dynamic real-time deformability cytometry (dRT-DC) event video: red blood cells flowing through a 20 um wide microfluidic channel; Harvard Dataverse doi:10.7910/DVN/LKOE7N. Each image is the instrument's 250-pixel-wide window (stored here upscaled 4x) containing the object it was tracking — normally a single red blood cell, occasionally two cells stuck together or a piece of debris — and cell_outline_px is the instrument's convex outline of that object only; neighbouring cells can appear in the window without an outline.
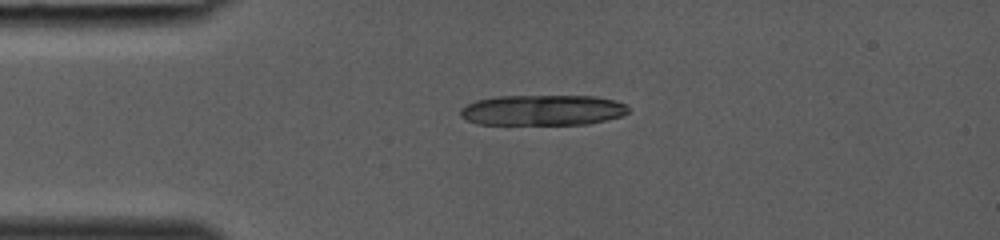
{"species": "common noctule bat (a hibernating species)", "species_latin": "Nyctalus noctula", "temperature_condition": "room temperature", "stored_images_in_passage": 2, "camera_frame_rate_fps": 3000, "um_per_image_px": 0.085, "animal": {"sex": "female", "body_mass_g": 19.0, "forearm_length_mm": 53.3}, "frame": {"image": 1, "passage_image": 1, "time_ms": 0.0, "image_size_px": [1000, 240], "cell_outline_px": [[628, 112], [620, 116], [588, 124], [480, 124], [468, 120], [460, 116], [460, 108], [476, 100], [496, 96], [596, 96], [616, 100], [628, 104]], "centroid_in_image_um": [46.13, 9.35], "position_along_channel_um": 38.9, "area_um2": 29.94}}